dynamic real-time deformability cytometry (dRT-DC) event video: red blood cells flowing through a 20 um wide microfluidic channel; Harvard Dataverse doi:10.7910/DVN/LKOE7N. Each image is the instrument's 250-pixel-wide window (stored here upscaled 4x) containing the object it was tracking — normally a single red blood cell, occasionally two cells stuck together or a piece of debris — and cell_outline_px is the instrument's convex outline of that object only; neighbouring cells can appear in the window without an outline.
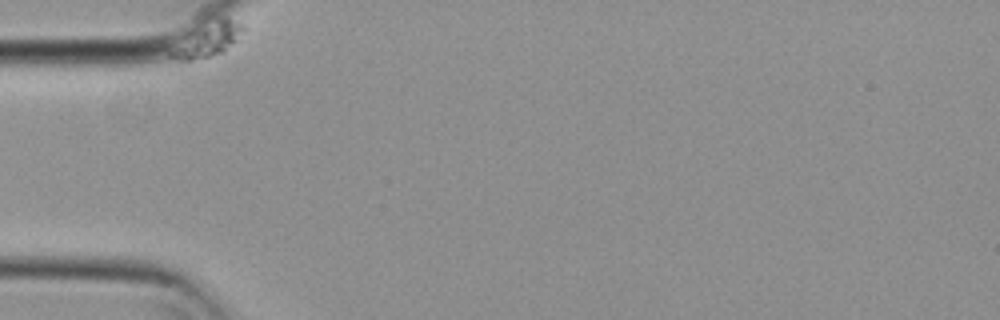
{"species": "common noctule bat (a hibernating species)", "species_latin": "Nyctalus noctula", "temperature_condition": "cold", "stored_images_in_passage": 45, "camera_frame_rate_fps": 3000, "um_per_image_px": 0.085, "animal": {"sex": "female", "body_mass_g": 29.2, "forearm_length_mm": 56.3}, "frame": {"image": 1, "passage_image": 1, "time_ms": 0.0, "image_size_px": [1000, 320], "cell_outline_px": [[244, 32], [224, 52], [212, 56], [192, 60], [176, 60], [168, 56], [168, 52], [220, 16], [224, 16], [240, 24], [244, 28]], "centroid_in_image_um": [17.74, 3.44], "position_along_channel_um": 67.3, "area_um2": 13.12}}
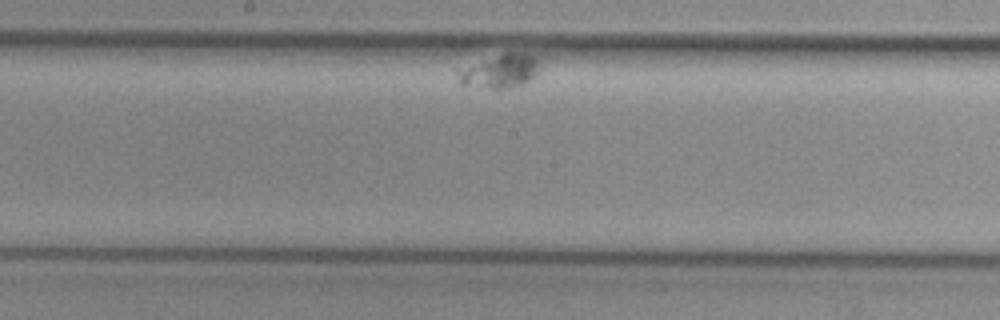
{"frame": {"image": 2, "passage_image": 26, "time_ms": 8.333, "image_size_px": [1000, 320], "cell_outline_px": [[540, 64], [536, 76], [524, 84], [496, 92], [460, 84], [460, 72], [468, 68], [504, 52], [524, 52], [536, 56]], "centroid_in_image_um": [42.64, 6.1], "position_along_channel_um": 205.6, "area_um2": 16.07}}
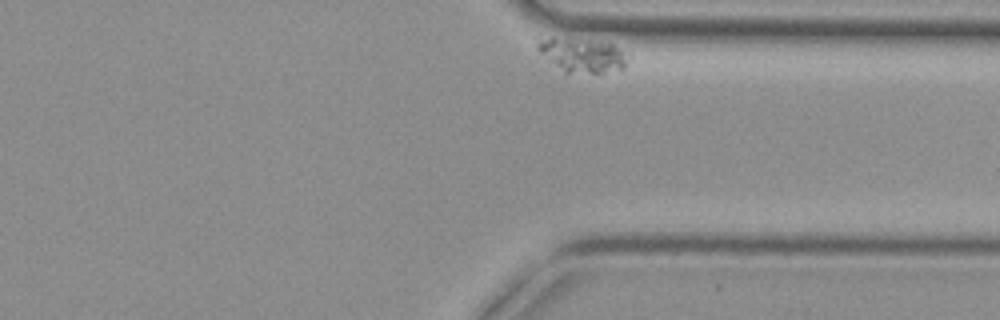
{"frame": {"image": 3, "passage_image": 45, "time_ms": 14.667, "image_size_px": [1000, 320], "cell_outline_px": [[624, 68], [604, 72], [564, 72], [540, 52], [536, 48], [536, 44], [540, 40], [552, 36], [612, 44], [620, 52], [624, 60]], "centroid_in_image_um": [49.37, 4.67], "position_along_channel_um": 362.0, "area_um2": 16.88}}